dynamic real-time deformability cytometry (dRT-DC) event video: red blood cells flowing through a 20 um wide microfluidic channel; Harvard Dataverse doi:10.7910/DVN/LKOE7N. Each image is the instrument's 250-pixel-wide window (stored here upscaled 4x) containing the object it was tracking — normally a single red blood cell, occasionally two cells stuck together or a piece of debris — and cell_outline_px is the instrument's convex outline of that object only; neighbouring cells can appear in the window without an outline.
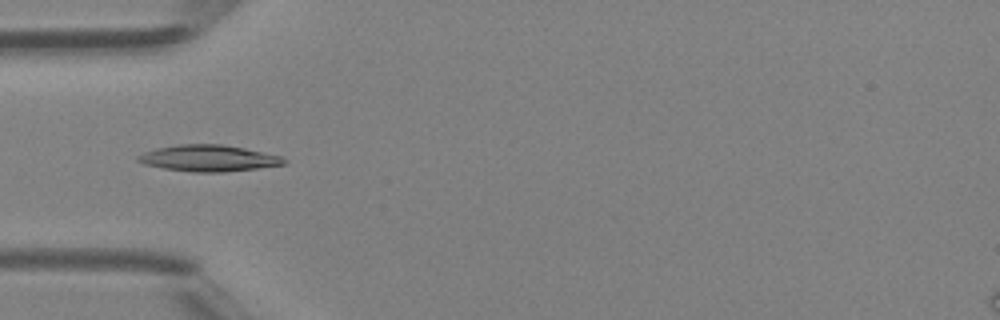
{"species": "Egyptian fruit bat (a non-hibernating species)", "species_latin": "Rousettus aegyptiacus", "temperature_condition": "room temperature", "stored_images_in_passage": 29, "camera_frame_rate_fps": 3000, "um_per_image_px": 0.085, "animal": {"sex": "female"}, "frame": {"image": 1, "passage_image": 6, "time_ms": 1.667, "image_size_px": [1000, 320], "cell_outline_px": [[288, 160], [284, 164], [256, 168], [224, 172], [192, 172], [164, 168], [144, 164], [136, 160], [136, 156], [144, 152], [156, 148], [180, 144], [220, 144], [244, 148], [280, 156]], "centroid_in_image_um": [17.69, 13.45], "position_along_channel_um": 67.3, "area_um2": 22.25}}
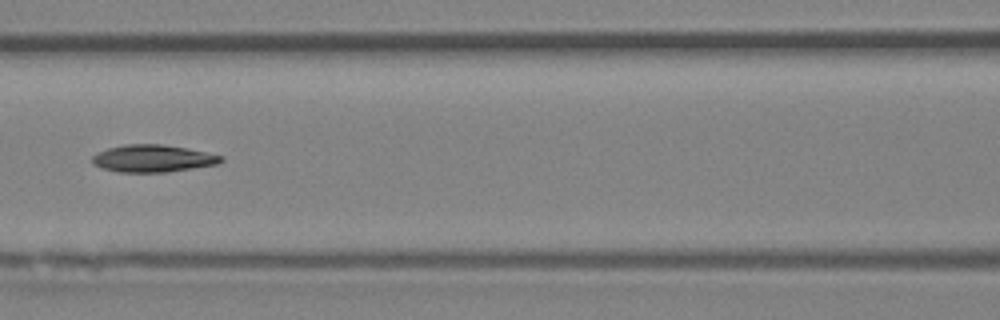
{"frame": {"image": 2, "passage_image": 12, "time_ms": 3.667, "image_size_px": [1000, 320], "cell_outline_px": [[224, 160], [216, 164], [168, 172], [120, 172], [100, 168], [92, 164], [92, 156], [96, 152], [108, 148], [124, 144], [160, 144], [188, 148], [224, 156]], "centroid_in_image_um": [12.96, 13.46], "position_along_channel_um": 153.6, "area_um2": 20.58}}
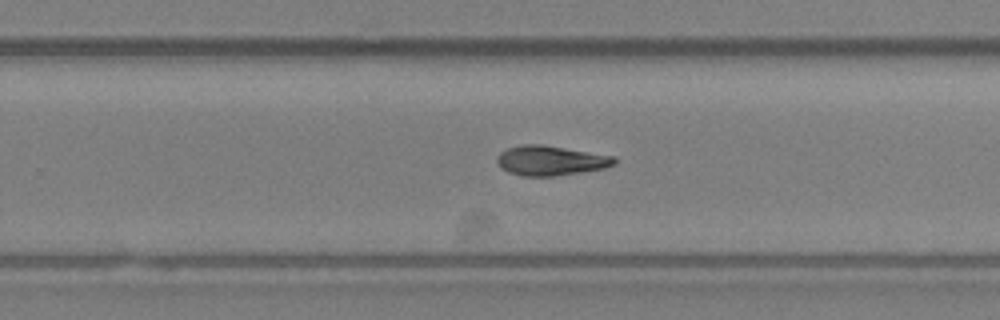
{"frame": {"image": 3, "passage_image": 21, "time_ms": 6.667, "image_size_px": [1000, 320], "cell_outline_px": [[616, 164], [604, 168], [580, 172], [552, 176], [520, 176], [508, 172], [500, 168], [496, 164], [496, 156], [500, 152], [508, 148], [520, 144], [540, 144], [616, 156]], "centroid_in_image_um": [46.76, 13.64], "position_along_channel_um": 283.0, "area_um2": 20.52}, "authors_computed_cell_mechanics": {"area_um2": 20.519, "velocity_mm_per_s": 4.3408, "shape_relaxation_time_tau1_ms": 3.029, "shape_relaxation_time_tau2_ms": null, "deformation_change_tau1": 0.1246, "deformation_change_tau2": null}}